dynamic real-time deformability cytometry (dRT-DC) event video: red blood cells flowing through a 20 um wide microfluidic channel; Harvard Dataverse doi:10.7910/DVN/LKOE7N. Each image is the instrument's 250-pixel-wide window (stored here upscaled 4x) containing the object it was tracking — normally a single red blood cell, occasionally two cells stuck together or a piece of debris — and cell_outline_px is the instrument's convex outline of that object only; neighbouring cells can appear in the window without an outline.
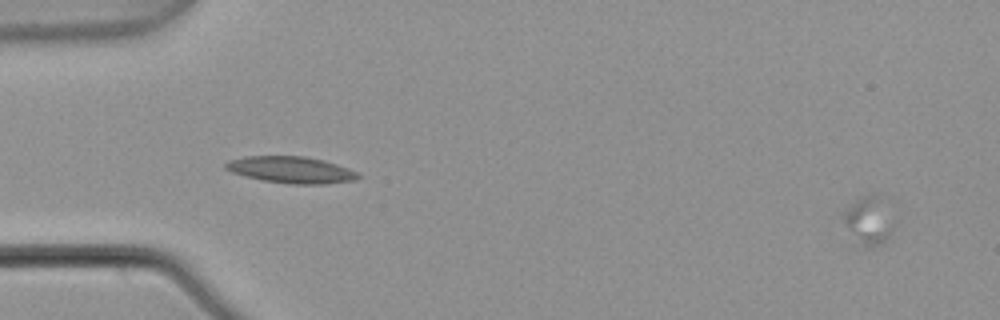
{"species": "common noctule bat (a hibernating species)", "species_latin": "Nyctalus noctula", "temperature_condition": "warm", "stored_images_in_passage": 3, "segment_of_instrument_passage": [2, 2], "camera_frame_rate_fps": 3000, "um_per_image_px": 0.085, "animal": {"sex": "male", "body_mass_g": 21.5, "forearm_length_mm": 52.0}, "frame": {"image": 1, "passage_image": 3, "time_ms": 0.667, "image_size_px": [1000, 320], "cell_outline_px": [[892, 228], [888, 236], [880, 244], [872, 248], [868, 248], [848, 228], [840, 216], [840, 212], [848, 204], [860, 196], [872, 192], [876, 192], [880, 196], [892, 224]], "centroid_in_image_um": [73.76, 18.65], "position_along_channel_um": 11.2, "area_um2": 13.64}}